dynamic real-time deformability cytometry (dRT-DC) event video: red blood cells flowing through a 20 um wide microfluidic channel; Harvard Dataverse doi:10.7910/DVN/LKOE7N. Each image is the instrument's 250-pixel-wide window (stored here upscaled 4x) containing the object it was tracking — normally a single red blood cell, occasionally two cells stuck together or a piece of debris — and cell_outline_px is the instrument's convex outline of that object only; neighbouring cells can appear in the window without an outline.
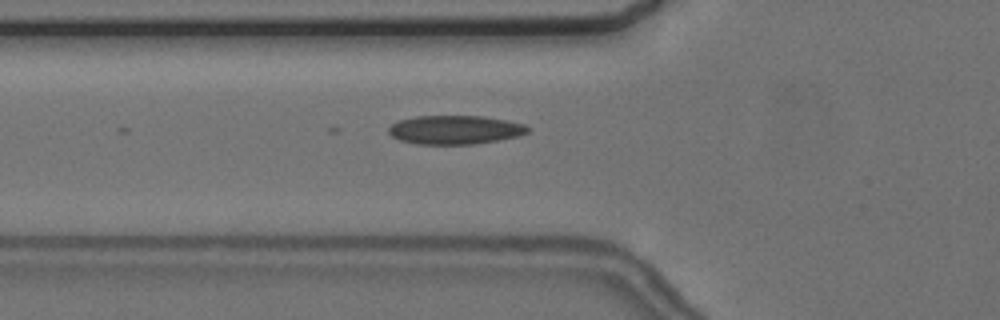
{"species": "common noctule bat (a hibernating species)", "species_latin": "Nyctalus noctula", "temperature_condition": "cold", "stored_images_in_passage": 6, "camera_frame_rate_fps": 3000, "um_per_image_px": 0.085, "animal": {"sex": "female", "body_mass_g": 24.6, "forearm_length_mm": 56.2}, "frame": {"image": 1, "passage_image": 6, "time_ms": 6.0, "image_size_px": [1000, 320], "cell_outline_px": [[532, 128], [528, 132], [520, 136], [472, 144], [416, 144], [400, 140], [392, 136], [388, 132], [388, 128], [392, 124], [400, 120], [416, 116], [484, 116], [524, 124]], "centroid_in_image_um": [38.68, 11.03], "position_along_channel_um": 87.1, "area_um2": 23.29}}